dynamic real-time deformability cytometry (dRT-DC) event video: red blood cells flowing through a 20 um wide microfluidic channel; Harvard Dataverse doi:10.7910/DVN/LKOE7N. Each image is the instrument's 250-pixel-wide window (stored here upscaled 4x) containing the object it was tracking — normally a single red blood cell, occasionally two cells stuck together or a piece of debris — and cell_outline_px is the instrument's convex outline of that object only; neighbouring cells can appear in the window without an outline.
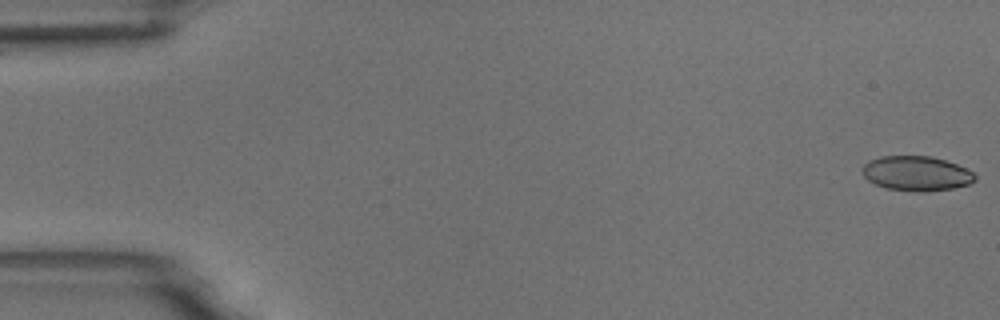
{"species": "common noctule bat (a hibernating species)", "species_latin": "Nyctalus noctula", "temperature_condition": "room temperature", "stored_images_in_passage": 6, "camera_frame_rate_fps": 3000, "um_per_image_px": 0.085, "animal": {"sex": "male", "body_mass_g": 18.8}, "frame": {"image": 1, "passage_image": 1, "time_ms": 0.0, "image_size_px": [1000, 320], "cell_outline_px": [[976, 180], [968, 184], [952, 188], [920, 192], [916, 192], [888, 188], [876, 184], [868, 180], [864, 176], [864, 164], [868, 160], [880, 156], [932, 156], [956, 164], [972, 172], [976, 176]], "centroid_in_image_um": [77.89, 14.73], "position_along_channel_um": 7.1, "area_um2": 22.54}}
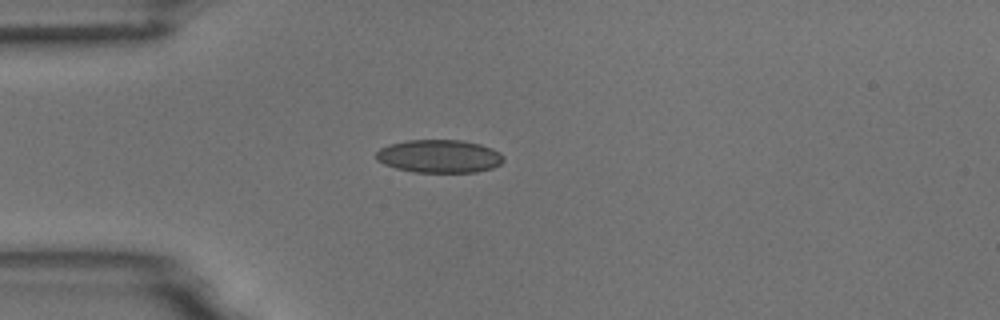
{"frame": {"image": 2, "passage_image": 5, "time_ms": 1.333, "image_size_px": [1000, 320], "cell_outline_px": [[504, 160], [500, 164], [492, 168], [476, 172], [412, 172], [396, 168], [384, 164], [376, 160], [376, 152], [380, 148], [388, 144], [408, 140], [464, 140], [480, 144], [492, 148], [500, 152], [504, 156]], "centroid_in_image_um": [37.34, 13.28], "position_along_channel_um": 47.7, "area_um2": 24.74}}